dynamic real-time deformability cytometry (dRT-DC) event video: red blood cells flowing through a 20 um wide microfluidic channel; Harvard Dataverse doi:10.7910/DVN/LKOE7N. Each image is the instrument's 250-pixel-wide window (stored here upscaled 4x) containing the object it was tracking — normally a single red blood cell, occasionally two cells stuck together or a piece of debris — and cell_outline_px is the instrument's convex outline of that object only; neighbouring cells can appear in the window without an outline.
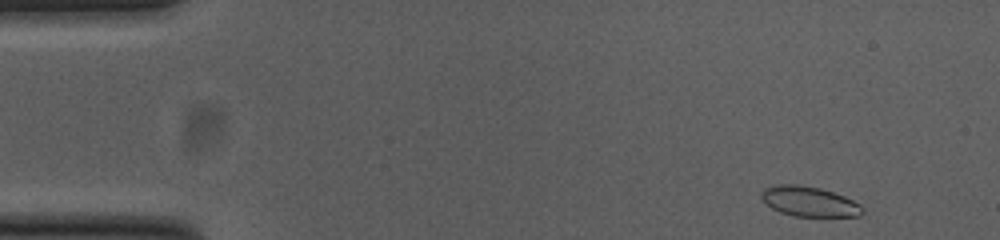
{"species": "common noctule bat (a hibernating species)", "species_latin": "Nyctalus noctula", "temperature_condition": "cold", "stored_images_in_passage": 50, "camera_frame_rate_fps": 3000, "um_per_image_px": 0.085, "animal": {"sex": "female", "body_mass_g": 23.0, "forearm_length_mm": 53.4}, "frame": {"image": 1, "passage_image": 1, "time_ms": 0.0, "image_size_px": [1000, 240], "cell_outline_px": [[864, 212], [860, 216], [796, 216], [780, 212], [772, 208], [760, 196], [760, 192], [764, 188], [776, 184], [800, 184], [820, 188], [844, 196], [860, 204], [864, 208]], "centroid_in_image_um": [68.79, 17.11], "position_along_channel_um": 16.2, "area_um2": 17.69}}
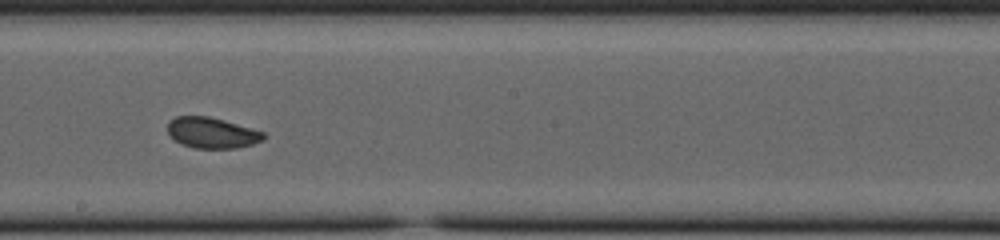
{"frame": {"image": 2, "passage_image": 26, "time_ms": 8.333, "image_size_px": [1000, 240], "cell_outline_px": [[264, 140], [252, 144], [236, 148], [196, 148], [180, 144], [168, 136], [168, 120], [176, 116], [208, 116], [224, 120], [264, 132]], "centroid_in_image_um": [17.97, 11.29], "position_along_channel_um": 230.2, "area_um2": 17.28}}
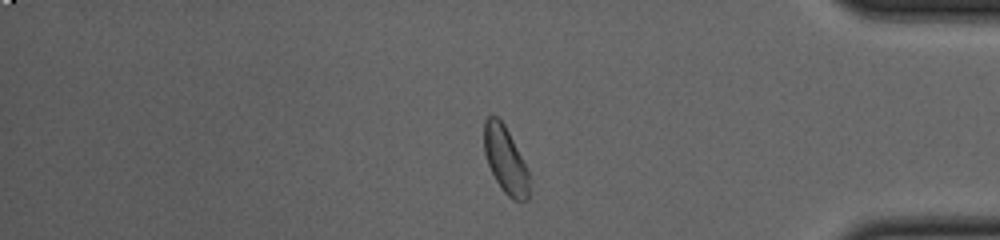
{"frame": {"image": 3, "passage_image": 41, "time_ms": 13.333, "image_size_px": [1000, 240], "cell_outline_px": [[528, 200], [512, 200], [504, 192], [496, 180], [488, 164], [484, 152], [484, 120], [488, 116], [496, 116], [504, 124], [528, 172]], "centroid_in_image_um": [42.92, 13.59], "position_along_channel_um": 392.3, "area_um2": 16.99}, "authors_computed_cell_mechanics": {"area_um2": 17.9758, "velocity_mm_per_s": 3.7976, "shape_relaxation_time_tau1_ms": 1.4429, "shape_relaxation_time_tau2_ms": 2.038, "deformation_change_tau1": 0.0789, "deformation_change_tau2": 0.0676}}